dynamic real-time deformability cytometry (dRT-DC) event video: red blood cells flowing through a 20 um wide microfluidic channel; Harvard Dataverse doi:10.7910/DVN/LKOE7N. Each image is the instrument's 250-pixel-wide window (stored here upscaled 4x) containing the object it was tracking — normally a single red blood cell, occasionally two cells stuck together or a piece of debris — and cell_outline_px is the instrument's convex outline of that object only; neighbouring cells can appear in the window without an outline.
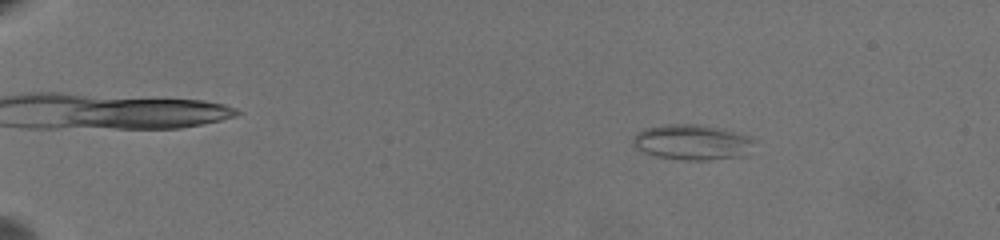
{"species": "common noctule bat (a hibernating species)", "species_latin": "Nyctalus noctula", "temperature_condition": "warm", "stored_images_in_passage": 53, "camera_frame_rate_fps": 3000, "um_per_image_px": 0.085, "animal": {"sex": "female", "body_mass_g": 19.5, "forearm_length_mm": 54.1}, "frame": {"image": 1, "passage_image": 1, "time_ms": 0.0, "image_size_px": [1000, 240], "cell_outline_px": [[756, 140], [740, 156], [708, 160], [680, 160], [656, 156], [644, 152], [636, 148], [632, 144], [632, 140], [640, 132], [648, 128], [672, 124], [692, 124], [716, 128], [748, 136]], "centroid_in_image_um": [58.78, 12.11], "position_along_channel_um": 26.2, "area_um2": 24.16}}
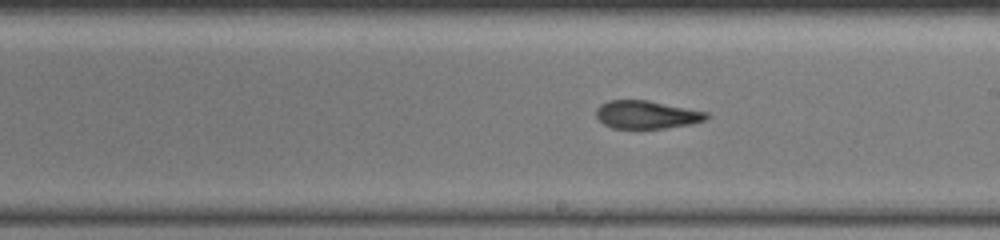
{"frame": {"image": 2, "passage_image": 30, "time_ms": 9.667, "image_size_px": [1000, 240], "cell_outline_px": [[712, 116], [708, 120], [692, 124], [664, 128], [612, 128], [604, 124], [596, 116], [596, 108], [600, 104], [608, 100], [648, 100], [708, 112]], "centroid_in_image_um": [55.01, 9.74], "position_along_channel_um": 234.0, "area_um2": 18.21}}
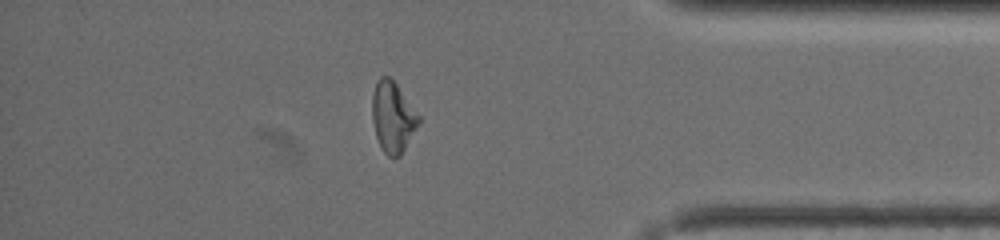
{"frame": {"image": 3, "passage_image": 46, "time_ms": 15.0, "image_size_px": [1000, 240], "cell_outline_px": [[420, 120], [400, 156], [388, 156], [380, 148], [376, 136], [372, 120], [372, 96], [376, 84], [380, 76], [388, 76], [396, 84], [420, 116]], "centroid_in_image_um": [33.36, 9.95], "position_along_channel_um": 401.8, "area_um2": 18.79}, "authors_computed_cell_mechanics": {"area_um2": 19.652, "velocity_mm_per_s": 3.4997, "shape_relaxation_time_tau1_ms": null, "shape_relaxation_time_tau2_ms": 3.2908, "deformation_change_tau1": null, "deformation_change_tau2": 0.1262}}